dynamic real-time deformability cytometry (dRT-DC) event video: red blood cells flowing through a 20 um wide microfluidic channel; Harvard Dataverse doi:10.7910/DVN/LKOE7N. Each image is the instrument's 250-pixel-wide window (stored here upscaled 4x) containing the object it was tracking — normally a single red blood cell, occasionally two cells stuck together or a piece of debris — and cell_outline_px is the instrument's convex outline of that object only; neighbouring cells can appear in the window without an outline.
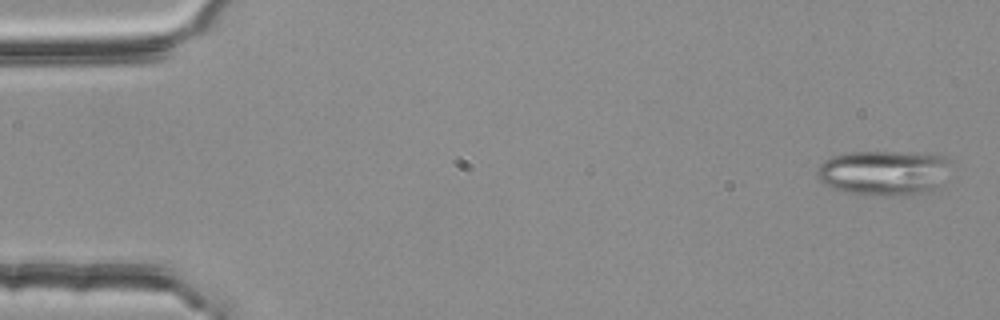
{"species": "common noctule bat (a hibernating species)", "species_latin": "Nyctalus noctula", "temperature_condition": "room temperature", "stored_images_in_passage": 54, "segment_of_instrument_passage": [1, 2], "camera_frame_rate_fps": 3000, "um_per_image_px": 0.085, "animal": {"sex": "female", "body_mass_g": 25.1}, "frame": {"image": 1, "passage_image": 2, "time_ms": 0.333, "image_size_px": [1000, 320], "cell_outline_px": [[952, 160], [940, 188], [912, 196], [844, 192], [824, 184], [816, 176], [816, 172], [820, 164], [824, 160], [832, 156], [848, 152], [916, 152], [944, 156]], "centroid_in_image_um": [75.17, 14.67], "position_along_channel_um": 9.8, "area_um2": 35.37}}